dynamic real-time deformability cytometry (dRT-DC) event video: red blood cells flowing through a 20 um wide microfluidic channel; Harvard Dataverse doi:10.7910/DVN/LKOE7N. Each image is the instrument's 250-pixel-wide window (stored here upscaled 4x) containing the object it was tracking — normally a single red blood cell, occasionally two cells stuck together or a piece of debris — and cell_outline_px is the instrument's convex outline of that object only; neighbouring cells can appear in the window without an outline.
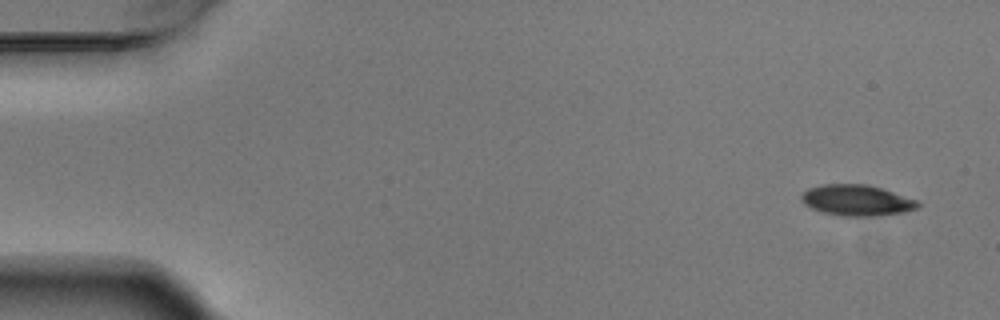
{"species": "Egyptian fruit bat (a non-hibernating species)", "species_latin": "Rousettus aegyptiacus", "temperature_condition": "warm", "stored_images_in_passage": 5, "camera_frame_rate_fps": 3000, "um_per_image_px": 0.085, "animal": {"sex": "male"}, "frame": {"image": 1, "passage_image": 1, "time_ms": 0.0, "image_size_px": [1000, 320], "cell_outline_px": [[920, 204], [916, 208], [904, 212], [880, 216], [844, 216], [824, 212], [812, 208], [804, 204], [800, 200], [800, 196], [808, 188], [820, 184], [868, 184], [916, 200]], "centroid_in_image_um": [72.78, 17.02], "position_along_channel_um": 12.2, "area_um2": 20.87}}
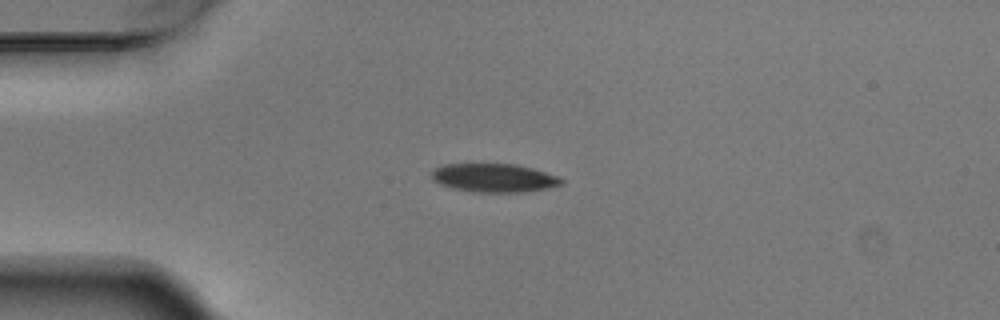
{"frame": {"image": 2, "passage_image": 4, "time_ms": 1.0, "image_size_px": [1000, 320], "cell_outline_px": [[564, 180], [560, 184], [544, 188], [524, 192], [476, 192], [452, 188], [440, 184], [432, 180], [432, 172], [436, 168], [444, 164], [516, 164], [532, 168], [560, 176]], "centroid_in_image_um": [41.98, 15.11], "position_along_channel_um": 43.0, "area_um2": 21.44}}